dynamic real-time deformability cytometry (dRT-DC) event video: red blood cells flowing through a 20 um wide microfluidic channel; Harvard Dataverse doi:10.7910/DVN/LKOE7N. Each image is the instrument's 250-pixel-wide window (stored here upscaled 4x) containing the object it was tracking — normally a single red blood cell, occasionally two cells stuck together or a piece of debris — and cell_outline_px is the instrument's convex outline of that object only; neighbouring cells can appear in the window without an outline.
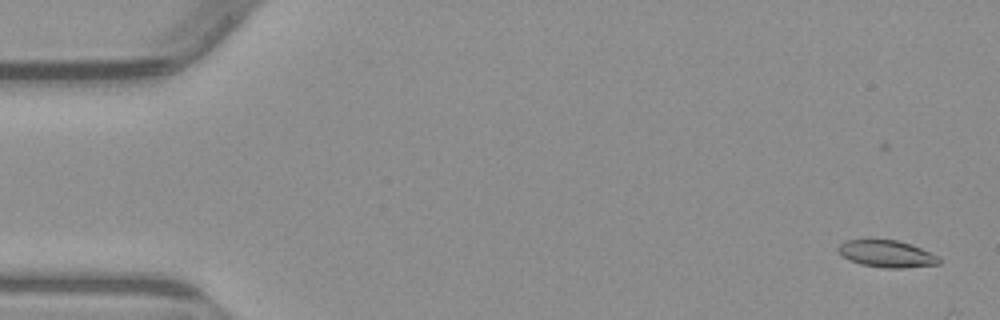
{"species": "common noctule bat (a hibernating species)", "species_latin": "Nyctalus noctula", "temperature_condition": "warm", "stored_images_in_passage": 5, "camera_frame_rate_fps": 3000, "um_per_image_px": 0.085, "animal": {"sex": "male", "body_mass_g": 23.1, "forearm_length_mm": 52.7}, "frame": {"image": 1, "passage_image": 1, "time_ms": 0.0, "image_size_px": [1000, 320], "cell_outline_px": [[940, 264], [904, 268], [884, 268], [860, 264], [848, 260], [836, 248], [844, 240], [896, 240], [912, 244], [940, 256]], "centroid_in_image_um": [75.4, 21.58], "position_along_channel_um": 9.6, "area_um2": 15.95}}